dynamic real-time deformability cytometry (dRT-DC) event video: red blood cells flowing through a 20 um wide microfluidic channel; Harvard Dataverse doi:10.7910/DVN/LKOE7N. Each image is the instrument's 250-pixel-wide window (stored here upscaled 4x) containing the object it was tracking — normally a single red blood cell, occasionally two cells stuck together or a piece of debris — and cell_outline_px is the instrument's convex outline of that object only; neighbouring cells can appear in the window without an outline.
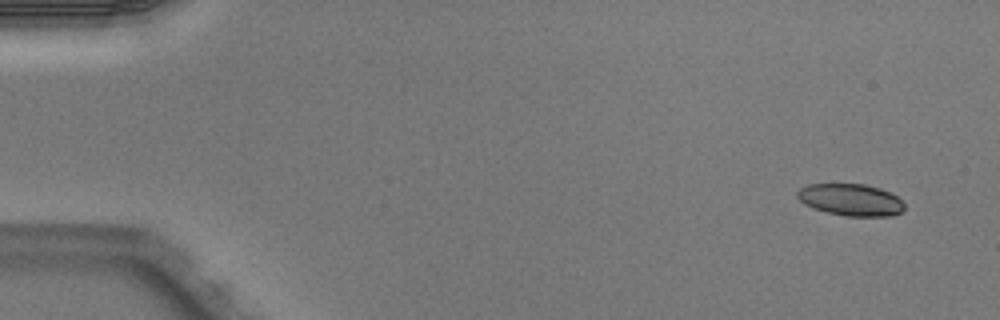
{"species": "Egyptian fruit bat (a non-hibernating species)", "species_latin": "Rousettus aegyptiacus", "temperature_condition": "warm", "stored_images_in_passage": 5, "camera_frame_rate_fps": 3000, "um_per_image_px": 0.085, "animal": {"sex": "male"}, "frame": {"image": 1, "passage_image": 1, "time_ms": 0.0, "image_size_px": [1000, 320], "cell_outline_px": [[904, 208], [900, 212], [888, 216], [844, 216], [828, 212], [804, 204], [796, 196], [796, 192], [800, 188], [808, 184], [864, 184], [880, 188], [892, 192], [904, 204]], "centroid_in_image_um": [72.31, 16.97], "position_along_channel_um": 12.7, "area_um2": 19.83}}
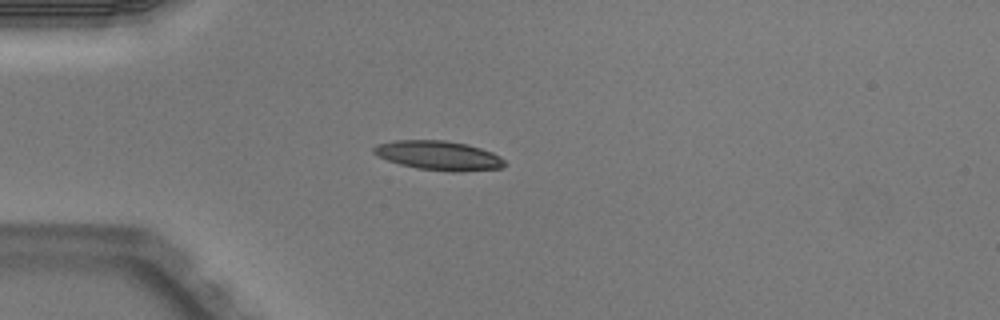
{"frame": {"image": 2, "passage_image": 4, "time_ms": 1.0, "image_size_px": [1000, 320], "cell_outline_px": [[504, 164], [500, 168], [456, 172], [452, 172], [416, 168], [400, 164], [388, 160], [372, 152], [372, 148], [376, 144], [392, 140], [444, 140], [468, 144], [492, 152], [500, 156], [504, 160]], "centroid_in_image_um": [37.26, 13.21], "position_along_channel_um": 47.7, "area_um2": 22.31}}